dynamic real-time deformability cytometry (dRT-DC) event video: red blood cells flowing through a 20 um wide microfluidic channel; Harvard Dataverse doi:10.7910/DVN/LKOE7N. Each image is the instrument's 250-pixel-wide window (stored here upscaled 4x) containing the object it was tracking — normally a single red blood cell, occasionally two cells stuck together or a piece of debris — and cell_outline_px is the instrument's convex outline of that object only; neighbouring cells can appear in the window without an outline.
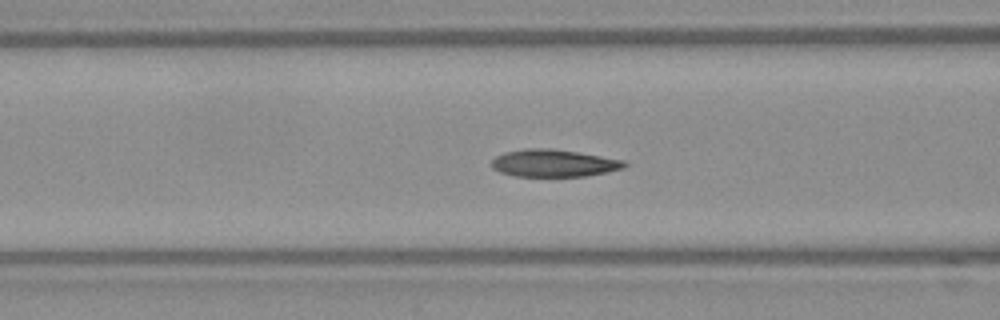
{"species": "Egyptian fruit bat (a non-hibernating species)", "species_latin": "Rousettus aegyptiacus", "temperature_condition": "warm", "stored_images_in_passage": 54, "camera_frame_rate_fps": 3000, "um_per_image_px": 0.085, "frame": {"image": 1, "passage_image": 21, "time_ms": 6.667, "image_size_px": [1000, 320], "cell_outline_px": [[628, 164], [624, 168], [608, 172], [584, 176], [516, 176], [500, 172], [492, 168], [492, 160], [496, 156], [504, 152], [528, 148], [552, 148], [624, 160]], "centroid_in_image_um": [47.07, 13.86], "position_along_channel_um": 119.5, "area_um2": 21.1}}
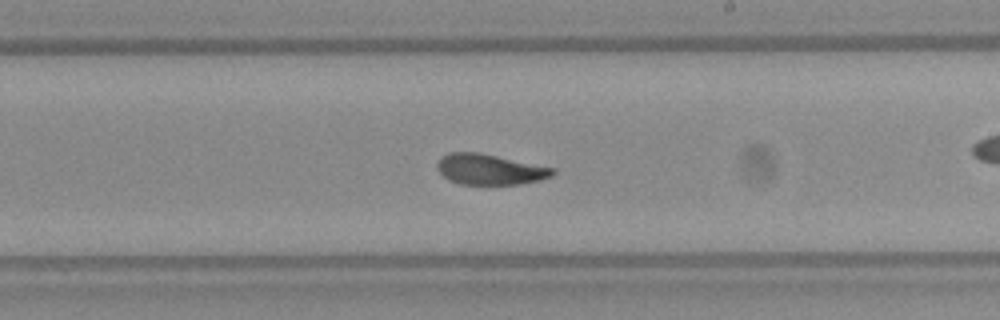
{"frame": {"image": 2, "passage_image": 31, "time_ms": 10.0, "image_size_px": [1000, 320], "cell_outline_px": [[556, 172], [552, 176], [540, 180], [520, 184], [460, 184], [448, 180], [436, 168], [436, 164], [440, 156], [448, 152], [480, 152], [556, 168]], "centroid_in_image_um": [41.63, 14.38], "position_along_channel_um": 247.4, "area_um2": 20.87}}
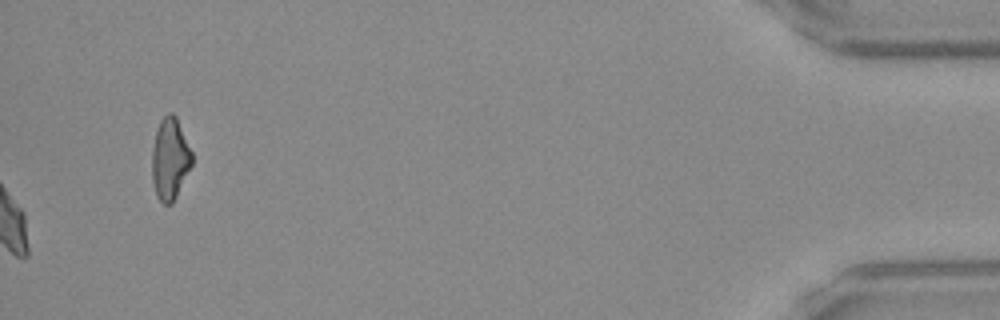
{"frame": {"image": 3, "passage_image": 54, "time_ms": 17.667, "image_size_px": [1000, 320], "cell_outline_px": [[192, 164], [172, 204], [164, 204], [156, 196], [152, 184], [152, 148], [156, 132], [160, 120], [168, 112], [172, 112], [176, 116], [192, 152]], "centroid_in_image_um": [14.43, 13.5], "position_along_channel_um": 420.8, "area_um2": 19.02}, "authors_computed_cell_mechanics": {"area_um2": 21.4727, "velocity_mm_per_s": 3.8291, "shape_relaxation_time_tau1_ms": 6.9032, "shape_relaxation_time_tau2_ms": 1.3743, "deformation_change_tau1": 0.1882, "deformation_change_tau2": 0.0637}}